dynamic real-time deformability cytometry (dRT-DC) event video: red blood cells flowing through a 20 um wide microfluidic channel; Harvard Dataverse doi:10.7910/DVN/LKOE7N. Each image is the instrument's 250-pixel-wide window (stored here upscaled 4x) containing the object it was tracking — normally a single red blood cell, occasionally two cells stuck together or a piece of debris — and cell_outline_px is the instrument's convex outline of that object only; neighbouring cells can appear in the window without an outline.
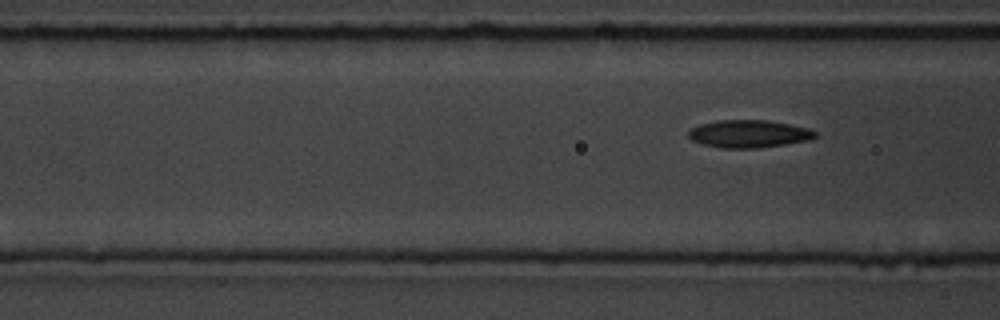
{"species": "common noctule bat (a hibernating species)", "species_latin": "Nyctalus noctula", "temperature_condition": "room temperature", "stored_images_in_passage": 3, "camera_frame_rate_fps": 3000, "um_per_image_px": 0.085, "animal": {"sex": "male", "body_mass_g": 19.5, "forearm_length_mm": 54.6}, "frame": {"image": 1, "passage_image": 3, "time_ms": 3.0, "image_size_px": [1000, 320], "cell_outline_px": [[816, 136], [812, 140], [756, 148], [724, 148], [704, 144], [692, 140], [688, 136], [688, 132], [692, 128], [700, 124], [716, 120], [768, 120], [808, 128], [816, 132]], "centroid_in_image_um": [63.66, 11.37], "position_along_channel_um": 102.9, "area_um2": 20.29}}